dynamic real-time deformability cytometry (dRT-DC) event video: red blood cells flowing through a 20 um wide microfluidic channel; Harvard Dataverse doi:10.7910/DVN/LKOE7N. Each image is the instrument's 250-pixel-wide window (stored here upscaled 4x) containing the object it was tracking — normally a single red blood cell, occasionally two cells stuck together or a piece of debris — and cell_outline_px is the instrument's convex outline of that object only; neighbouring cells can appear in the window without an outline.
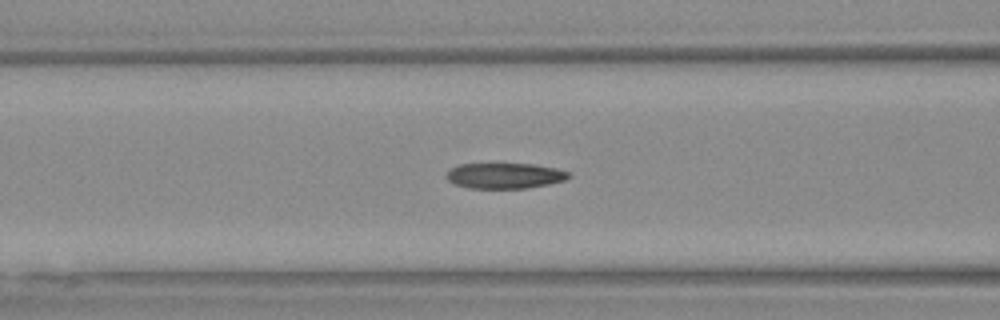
{"species": "Egyptian fruit bat (a non-hibernating species)", "species_latin": "Rousettus aegyptiacus", "temperature_condition": "warm", "stored_images_in_passage": 29, "camera_frame_rate_fps": 3000, "um_per_image_px": 0.085, "animal": {"sex": "female"}, "frame": {"image": 1, "passage_image": 9, "time_ms": 2.667, "image_size_px": [1000, 320], "cell_outline_px": [[572, 176], [564, 180], [548, 184], [528, 188], [468, 188], [456, 184], [448, 180], [444, 176], [452, 168], [460, 164], [536, 164], [556, 168], [568, 172]], "centroid_in_image_um": [42.91, 14.93], "position_along_channel_um": 123.7, "area_um2": 18.15}}
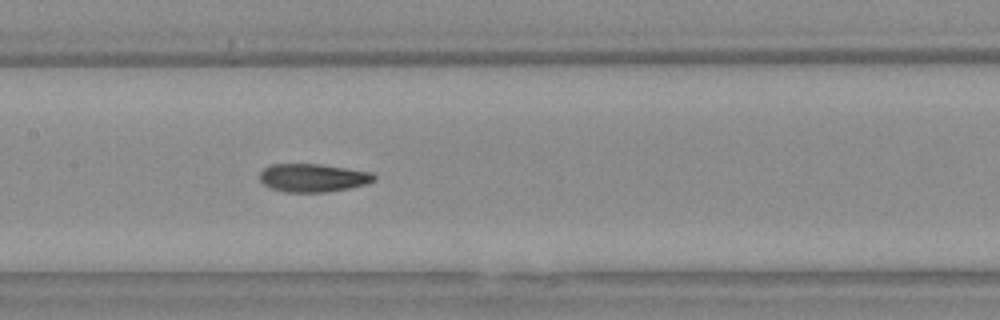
{"frame": {"image": 2, "passage_image": 13, "time_ms": 4.0, "image_size_px": [1000, 320], "cell_outline_px": [[376, 180], [368, 184], [328, 192], [284, 192], [272, 188], [264, 184], [260, 180], [260, 172], [264, 168], [272, 164], [320, 164], [372, 172], [376, 176]], "centroid_in_image_um": [26.63, 15.11], "position_along_channel_um": 180.8, "area_um2": 18.84}}